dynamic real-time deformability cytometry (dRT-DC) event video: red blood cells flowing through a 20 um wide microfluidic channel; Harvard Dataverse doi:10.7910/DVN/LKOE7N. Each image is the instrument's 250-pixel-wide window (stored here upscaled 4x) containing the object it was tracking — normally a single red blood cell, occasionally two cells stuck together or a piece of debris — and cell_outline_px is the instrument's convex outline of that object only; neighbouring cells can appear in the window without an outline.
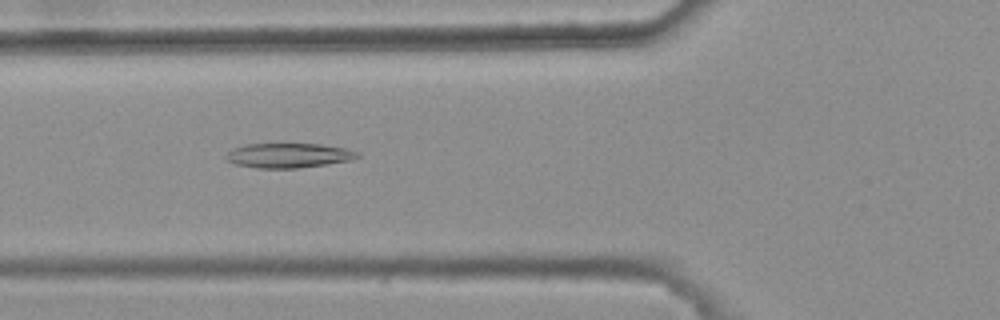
{"species": "common noctule bat (a hibernating species)", "species_latin": "Nyctalus noctula", "temperature_condition": "warm", "stored_images_in_passage": 5, "camera_frame_rate_fps": 3000, "um_per_image_px": 0.085, "animal": {"sex": "female", "body_mass_g": 25.1}, "frame": {"image": 1, "passage_image": 4, "time_ms": 1.0, "image_size_px": [1000, 320], "cell_outline_px": [[360, 156], [352, 160], [328, 164], [296, 168], [256, 168], [236, 164], [228, 160], [224, 156], [232, 148], [244, 144], [320, 144], [344, 148], [360, 152]], "centroid_in_image_um": [24.53, 13.21], "position_along_channel_um": 101.3, "area_um2": 18.9}}
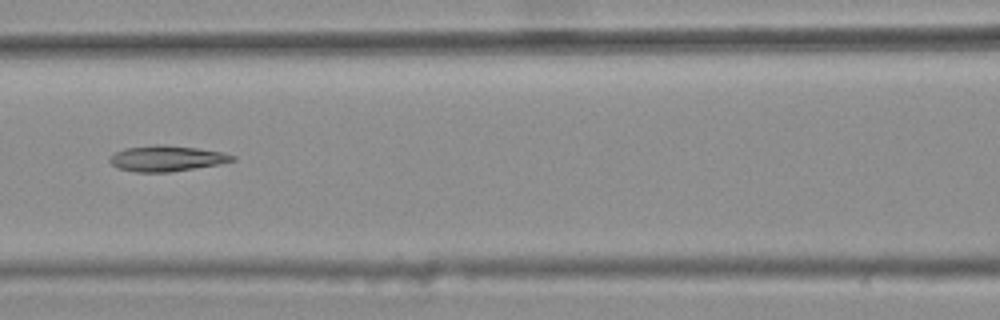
{"frame": {"image": 2, "passage_image": 5, "time_ms": 1.333, "image_size_px": [1000, 320], "cell_outline_px": [[236, 160], [216, 164], [168, 172], [136, 172], [116, 168], [108, 160], [116, 152], [124, 148], [156, 144], [164, 144], [196, 148], [220, 152], [236, 156]], "centroid_in_image_um": [14.11, 13.46], "position_along_channel_um": 152.5, "area_um2": 18.15}}